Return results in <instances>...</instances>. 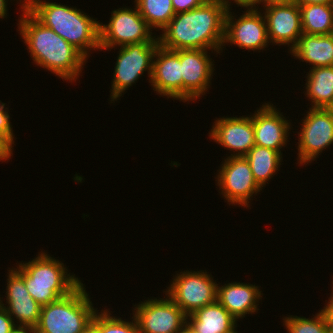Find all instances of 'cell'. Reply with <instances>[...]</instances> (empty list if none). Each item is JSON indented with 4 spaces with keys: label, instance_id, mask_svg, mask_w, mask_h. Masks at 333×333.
<instances>
[{
    "label": "cell",
    "instance_id": "15",
    "mask_svg": "<svg viewBox=\"0 0 333 333\" xmlns=\"http://www.w3.org/2000/svg\"><path fill=\"white\" fill-rule=\"evenodd\" d=\"M16 267L8 270L7 296H5L8 306H4L7 304L3 302L1 306L7 310L14 321L17 320V326L35 328L39 322L42 306L29 294L23 280V269L19 265Z\"/></svg>",
    "mask_w": 333,
    "mask_h": 333
},
{
    "label": "cell",
    "instance_id": "32",
    "mask_svg": "<svg viewBox=\"0 0 333 333\" xmlns=\"http://www.w3.org/2000/svg\"><path fill=\"white\" fill-rule=\"evenodd\" d=\"M227 7L228 9H230L231 6V1L229 2V0H221ZM236 5H240L241 7H246V8H253L254 9H258L256 8L255 5H257V0H233Z\"/></svg>",
    "mask_w": 333,
    "mask_h": 333
},
{
    "label": "cell",
    "instance_id": "26",
    "mask_svg": "<svg viewBox=\"0 0 333 333\" xmlns=\"http://www.w3.org/2000/svg\"><path fill=\"white\" fill-rule=\"evenodd\" d=\"M283 322L288 333H329V320L323 309L311 319L291 315Z\"/></svg>",
    "mask_w": 333,
    "mask_h": 333
},
{
    "label": "cell",
    "instance_id": "33",
    "mask_svg": "<svg viewBox=\"0 0 333 333\" xmlns=\"http://www.w3.org/2000/svg\"><path fill=\"white\" fill-rule=\"evenodd\" d=\"M291 2L298 6L309 5V4H333V0H291Z\"/></svg>",
    "mask_w": 333,
    "mask_h": 333
},
{
    "label": "cell",
    "instance_id": "4",
    "mask_svg": "<svg viewBox=\"0 0 333 333\" xmlns=\"http://www.w3.org/2000/svg\"><path fill=\"white\" fill-rule=\"evenodd\" d=\"M23 269V280L32 298L45 306L69 295L81 281L67 273L65 265L45 252L27 263L18 264Z\"/></svg>",
    "mask_w": 333,
    "mask_h": 333
},
{
    "label": "cell",
    "instance_id": "40",
    "mask_svg": "<svg viewBox=\"0 0 333 333\" xmlns=\"http://www.w3.org/2000/svg\"><path fill=\"white\" fill-rule=\"evenodd\" d=\"M22 0H20V3H22V6H21V8L22 7H26L32 0H23L22 2H21Z\"/></svg>",
    "mask_w": 333,
    "mask_h": 333
},
{
    "label": "cell",
    "instance_id": "27",
    "mask_svg": "<svg viewBox=\"0 0 333 333\" xmlns=\"http://www.w3.org/2000/svg\"><path fill=\"white\" fill-rule=\"evenodd\" d=\"M133 321H125L119 317L111 316V313L106 310L98 311L92 318V323L97 327L99 333H140L135 317Z\"/></svg>",
    "mask_w": 333,
    "mask_h": 333
},
{
    "label": "cell",
    "instance_id": "5",
    "mask_svg": "<svg viewBox=\"0 0 333 333\" xmlns=\"http://www.w3.org/2000/svg\"><path fill=\"white\" fill-rule=\"evenodd\" d=\"M97 309L81 283L69 295L41 307L36 333H82Z\"/></svg>",
    "mask_w": 333,
    "mask_h": 333
},
{
    "label": "cell",
    "instance_id": "21",
    "mask_svg": "<svg viewBox=\"0 0 333 333\" xmlns=\"http://www.w3.org/2000/svg\"><path fill=\"white\" fill-rule=\"evenodd\" d=\"M295 58L314 67L333 66V34L303 33L296 46L289 51Z\"/></svg>",
    "mask_w": 333,
    "mask_h": 333
},
{
    "label": "cell",
    "instance_id": "10",
    "mask_svg": "<svg viewBox=\"0 0 333 333\" xmlns=\"http://www.w3.org/2000/svg\"><path fill=\"white\" fill-rule=\"evenodd\" d=\"M218 171L217 184L228 204L250 207V198L261 188L253 177L250 165L244 156H228Z\"/></svg>",
    "mask_w": 333,
    "mask_h": 333
},
{
    "label": "cell",
    "instance_id": "19",
    "mask_svg": "<svg viewBox=\"0 0 333 333\" xmlns=\"http://www.w3.org/2000/svg\"><path fill=\"white\" fill-rule=\"evenodd\" d=\"M255 284L240 282L217 285L216 300L237 320L243 319L246 314L257 312L262 291Z\"/></svg>",
    "mask_w": 333,
    "mask_h": 333
},
{
    "label": "cell",
    "instance_id": "41",
    "mask_svg": "<svg viewBox=\"0 0 333 333\" xmlns=\"http://www.w3.org/2000/svg\"><path fill=\"white\" fill-rule=\"evenodd\" d=\"M329 333H333V320H329Z\"/></svg>",
    "mask_w": 333,
    "mask_h": 333
},
{
    "label": "cell",
    "instance_id": "1",
    "mask_svg": "<svg viewBox=\"0 0 333 333\" xmlns=\"http://www.w3.org/2000/svg\"><path fill=\"white\" fill-rule=\"evenodd\" d=\"M228 7L221 0H207L190 11L176 13L157 36L159 45L169 50L224 48L225 19Z\"/></svg>",
    "mask_w": 333,
    "mask_h": 333
},
{
    "label": "cell",
    "instance_id": "20",
    "mask_svg": "<svg viewBox=\"0 0 333 333\" xmlns=\"http://www.w3.org/2000/svg\"><path fill=\"white\" fill-rule=\"evenodd\" d=\"M236 321L217 300L187 315V326L194 333H237Z\"/></svg>",
    "mask_w": 333,
    "mask_h": 333
},
{
    "label": "cell",
    "instance_id": "39",
    "mask_svg": "<svg viewBox=\"0 0 333 333\" xmlns=\"http://www.w3.org/2000/svg\"><path fill=\"white\" fill-rule=\"evenodd\" d=\"M179 333H194L187 325Z\"/></svg>",
    "mask_w": 333,
    "mask_h": 333
},
{
    "label": "cell",
    "instance_id": "34",
    "mask_svg": "<svg viewBox=\"0 0 333 333\" xmlns=\"http://www.w3.org/2000/svg\"><path fill=\"white\" fill-rule=\"evenodd\" d=\"M332 284H333V282H332ZM323 311L325 312L328 320H333V290H332L331 297H329V301L327 302V305L324 306Z\"/></svg>",
    "mask_w": 333,
    "mask_h": 333
},
{
    "label": "cell",
    "instance_id": "11",
    "mask_svg": "<svg viewBox=\"0 0 333 333\" xmlns=\"http://www.w3.org/2000/svg\"><path fill=\"white\" fill-rule=\"evenodd\" d=\"M133 312L140 333H179L187 325V315L169 296L145 300Z\"/></svg>",
    "mask_w": 333,
    "mask_h": 333
},
{
    "label": "cell",
    "instance_id": "18",
    "mask_svg": "<svg viewBox=\"0 0 333 333\" xmlns=\"http://www.w3.org/2000/svg\"><path fill=\"white\" fill-rule=\"evenodd\" d=\"M209 137L224 148L233 150L234 153L230 156H245L255 145L252 118L251 116L219 118L215 120Z\"/></svg>",
    "mask_w": 333,
    "mask_h": 333
},
{
    "label": "cell",
    "instance_id": "7",
    "mask_svg": "<svg viewBox=\"0 0 333 333\" xmlns=\"http://www.w3.org/2000/svg\"><path fill=\"white\" fill-rule=\"evenodd\" d=\"M108 24H99L100 51L112 49L128 44L154 42L157 38L152 36L153 30L141 16L137 7L134 10L119 8L113 10Z\"/></svg>",
    "mask_w": 333,
    "mask_h": 333
},
{
    "label": "cell",
    "instance_id": "12",
    "mask_svg": "<svg viewBox=\"0 0 333 333\" xmlns=\"http://www.w3.org/2000/svg\"><path fill=\"white\" fill-rule=\"evenodd\" d=\"M246 9L238 19L234 18V14L228 9L223 45L230 42L249 51L263 50L269 44L265 18L260 9Z\"/></svg>",
    "mask_w": 333,
    "mask_h": 333
},
{
    "label": "cell",
    "instance_id": "30",
    "mask_svg": "<svg viewBox=\"0 0 333 333\" xmlns=\"http://www.w3.org/2000/svg\"><path fill=\"white\" fill-rule=\"evenodd\" d=\"M16 324L7 310L0 306V333H10Z\"/></svg>",
    "mask_w": 333,
    "mask_h": 333
},
{
    "label": "cell",
    "instance_id": "2",
    "mask_svg": "<svg viewBox=\"0 0 333 333\" xmlns=\"http://www.w3.org/2000/svg\"><path fill=\"white\" fill-rule=\"evenodd\" d=\"M18 31L28 47L32 60L62 80L76 81L86 58L51 28L40 23L25 7Z\"/></svg>",
    "mask_w": 333,
    "mask_h": 333
},
{
    "label": "cell",
    "instance_id": "8",
    "mask_svg": "<svg viewBox=\"0 0 333 333\" xmlns=\"http://www.w3.org/2000/svg\"><path fill=\"white\" fill-rule=\"evenodd\" d=\"M170 284L168 290L164 291L166 296H169L186 315L216 301L219 284L214 282L212 275L206 271L187 270L177 273Z\"/></svg>",
    "mask_w": 333,
    "mask_h": 333
},
{
    "label": "cell",
    "instance_id": "29",
    "mask_svg": "<svg viewBox=\"0 0 333 333\" xmlns=\"http://www.w3.org/2000/svg\"><path fill=\"white\" fill-rule=\"evenodd\" d=\"M207 0H172L173 10L175 13L190 11L201 6Z\"/></svg>",
    "mask_w": 333,
    "mask_h": 333
},
{
    "label": "cell",
    "instance_id": "31",
    "mask_svg": "<svg viewBox=\"0 0 333 333\" xmlns=\"http://www.w3.org/2000/svg\"><path fill=\"white\" fill-rule=\"evenodd\" d=\"M13 143L2 133H0V161L9 160L12 156Z\"/></svg>",
    "mask_w": 333,
    "mask_h": 333
},
{
    "label": "cell",
    "instance_id": "22",
    "mask_svg": "<svg viewBox=\"0 0 333 333\" xmlns=\"http://www.w3.org/2000/svg\"><path fill=\"white\" fill-rule=\"evenodd\" d=\"M306 78L305 94L312 108L333 109V66L310 67Z\"/></svg>",
    "mask_w": 333,
    "mask_h": 333
},
{
    "label": "cell",
    "instance_id": "14",
    "mask_svg": "<svg viewBox=\"0 0 333 333\" xmlns=\"http://www.w3.org/2000/svg\"><path fill=\"white\" fill-rule=\"evenodd\" d=\"M264 9L269 42L279 46L286 44L291 51L303 34L300 7L289 2L270 5Z\"/></svg>",
    "mask_w": 333,
    "mask_h": 333
},
{
    "label": "cell",
    "instance_id": "13",
    "mask_svg": "<svg viewBox=\"0 0 333 333\" xmlns=\"http://www.w3.org/2000/svg\"><path fill=\"white\" fill-rule=\"evenodd\" d=\"M180 57L183 79V102L205 95L214 72L212 59L203 49L174 50Z\"/></svg>",
    "mask_w": 333,
    "mask_h": 333
},
{
    "label": "cell",
    "instance_id": "36",
    "mask_svg": "<svg viewBox=\"0 0 333 333\" xmlns=\"http://www.w3.org/2000/svg\"><path fill=\"white\" fill-rule=\"evenodd\" d=\"M10 333H36L35 328L27 326H17Z\"/></svg>",
    "mask_w": 333,
    "mask_h": 333
},
{
    "label": "cell",
    "instance_id": "35",
    "mask_svg": "<svg viewBox=\"0 0 333 333\" xmlns=\"http://www.w3.org/2000/svg\"><path fill=\"white\" fill-rule=\"evenodd\" d=\"M289 2H291V0H257V4L259 5L260 3H263L264 8L270 5L285 4Z\"/></svg>",
    "mask_w": 333,
    "mask_h": 333
},
{
    "label": "cell",
    "instance_id": "9",
    "mask_svg": "<svg viewBox=\"0 0 333 333\" xmlns=\"http://www.w3.org/2000/svg\"><path fill=\"white\" fill-rule=\"evenodd\" d=\"M298 133V163L315 161L318 154L333 144V109L309 108ZM304 163V164H303Z\"/></svg>",
    "mask_w": 333,
    "mask_h": 333
},
{
    "label": "cell",
    "instance_id": "38",
    "mask_svg": "<svg viewBox=\"0 0 333 333\" xmlns=\"http://www.w3.org/2000/svg\"><path fill=\"white\" fill-rule=\"evenodd\" d=\"M82 333H99V331L97 327L92 322H90Z\"/></svg>",
    "mask_w": 333,
    "mask_h": 333
},
{
    "label": "cell",
    "instance_id": "25",
    "mask_svg": "<svg viewBox=\"0 0 333 333\" xmlns=\"http://www.w3.org/2000/svg\"><path fill=\"white\" fill-rule=\"evenodd\" d=\"M134 3L151 29L162 30L176 14L172 0H135Z\"/></svg>",
    "mask_w": 333,
    "mask_h": 333
},
{
    "label": "cell",
    "instance_id": "17",
    "mask_svg": "<svg viewBox=\"0 0 333 333\" xmlns=\"http://www.w3.org/2000/svg\"><path fill=\"white\" fill-rule=\"evenodd\" d=\"M270 103L263 104L260 109L251 115L255 145L270 148L278 151L281 155V148L289 142V130L291 129L289 120L285 119L279 110Z\"/></svg>",
    "mask_w": 333,
    "mask_h": 333
},
{
    "label": "cell",
    "instance_id": "37",
    "mask_svg": "<svg viewBox=\"0 0 333 333\" xmlns=\"http://www.w3.org/2000/svg\"><path fill=\"white\" fill-rule=\"evenodd\" d=\"M7 0H0V19L7 16Z\"/></svg>",
    "mask_w": 333,
    "mask_h": 333
},
{
    "label": "cell",
    "instance_id": "3",
    "mask_svg": "<svg viewBox=\"0 0 333 333\" xmlns=\"http://www.w3.org/2000/svg\"><path fill=\"white\" fill-rule=\"evenodd\" d=\"M25 8L86 59L91 49H100V23L80 9L42 0H32Z\"/></svg>",
    "mask_w": 333,
    "mask_h": 333
},
{
    "label": "cell",
    "instance_id": "16",
    "mask_svg": "<svg viewBox=\"0 0 333 333\" xmlns=\"http://www.w3.org/2000/svg\"><path fill=\"white\" fill-rule=\"evenodd\" d=\"M149 83L161 96L183 100V79L181 61L174 50L157 47L153 59L152 75Z\"/></svg>",
    "mask_w": 333,
    "mask_h": 333
},
{
    "label": "cell",
    "instance_id": "28",
    "mask_svg": "<svg viewBox=\"0 0 333 333\" xmlns=\"http://www.w3.org/2000/svg\"><path fill=\"white\" fill-rule=\"evenodd\" d=\"M6 103L0 101V133L4 134L13 144H14V134L12 130V125L10 123V116L8 114Z\"/></svg>",
    "mask_w": 333,
    "mask_h": 333
},
{
    "label": "cell",
    "instance_id": "6",
    "mask_svg": "<svg viewBox=\"0 0 333 333\" xmlns=\"http://www.w3.org/2000/svg\"><path fill=\"white\" fill-rule=\"evenodd\" d=\"M158 46V38L154 42L121 46L114 67L110 101H117L144 71L147 70L148 77L151 78L153 59Z\"/></svg>",
    "mask_w": 333,
    "mask_h": 333
},
{
    "label": "cell",
    "instance_id": "24",
    "mask_svg": "<svg viewBox=\"0 0 333 333\" xmlns=\"http://www.w3.org/2000/svg\"><path fill=\"white\" fill-rule=\"evenodd\" d=\"M299 7L303 33L333 34V4H309Z\"/></svg>",
    "mask_w": 333,
    "mask_h": 333
},
{
    "label": "cell",
    "instance_id": "23",
    "mask_svg": "<svg viewBox=\"0 0 333 333\" xmlns=\"http://www.w3.org/2000/svg\"><path fill=\"white\" fill-rule=\"evenodd\" d=\"M251 168L253 177L262 188L273 178L282 162V155L273 149L254 145L244 156Z\"/></svg>",
    "mask_w": 333,
    "mask_h": 333
}]
</instances>
